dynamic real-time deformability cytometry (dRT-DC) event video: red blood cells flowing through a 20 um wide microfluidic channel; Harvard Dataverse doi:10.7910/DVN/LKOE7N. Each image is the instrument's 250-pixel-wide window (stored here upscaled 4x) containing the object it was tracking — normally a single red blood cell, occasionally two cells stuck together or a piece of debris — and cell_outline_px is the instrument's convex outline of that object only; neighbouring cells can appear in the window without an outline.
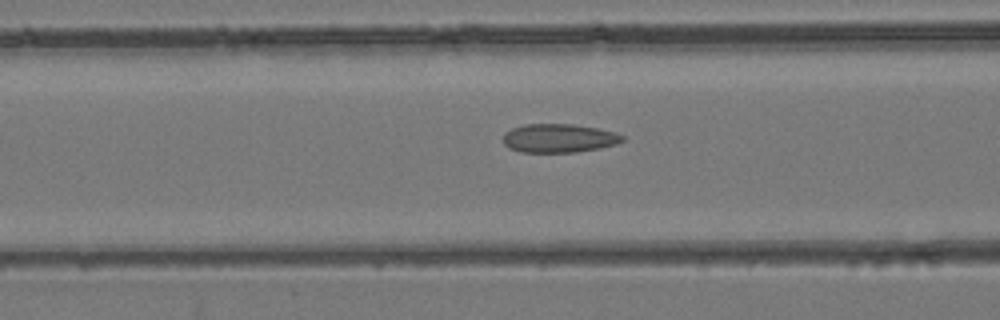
{"species": "common noctule bat (a hibernating species)", "species_latin": "Nyctalus noctula", "temperature_condition": "room temperature", "stored_images_in_passage": 30, "camera_frame_rate_fps": 3000, "um_per_image_px": 0.085, "animal": {"sex": "female", "body_mass_g": 24.6, "forearm_length_mm": 56.2}, "frame": {"image": 1, "passage_image": 12, "time_ms": 3.667, "image_size_px": [1000, 320], "cell_outline_px": [[624, 140], [616, 144], [600, 148], [576, 152], [520, 152], [508, 148], [504, 144], [504, 132], [512, 128], [524, 124], [572, 124], [596, 128], [616, 132], [624, 136]], "centroid_in_image_um": [47.5, 11.75], "position_along_channel_um": 119.1, "area_um2": 20.0}}
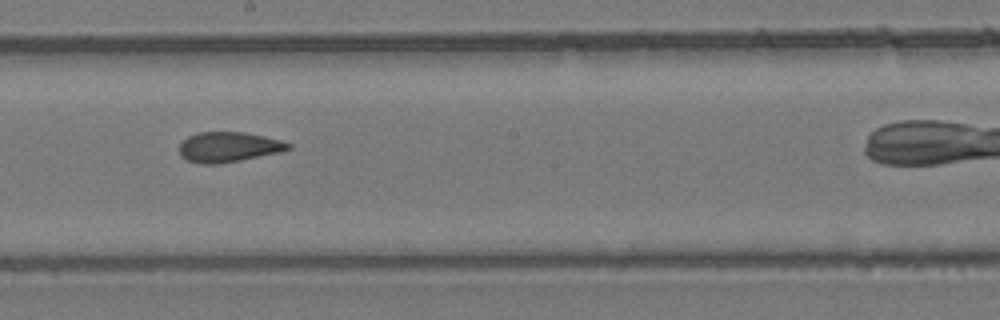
{"frame": {"image": 2, "passage_image": 19, "time_ms": 6.0, "image_size_px": [1000, 320], "cell_outline_px": [[292, 148], [280, 152], [240, 160], [216, 164], [204, 164], [188, 160], [180, 156], [180, 144], [188, 136], [200, 132], [244, 132], [280, 140], [292, 144]], "centroid_in_image_um": [19.43, 12.49], "position_along_channel_um": 228.8, "area_um2": 18.9}}
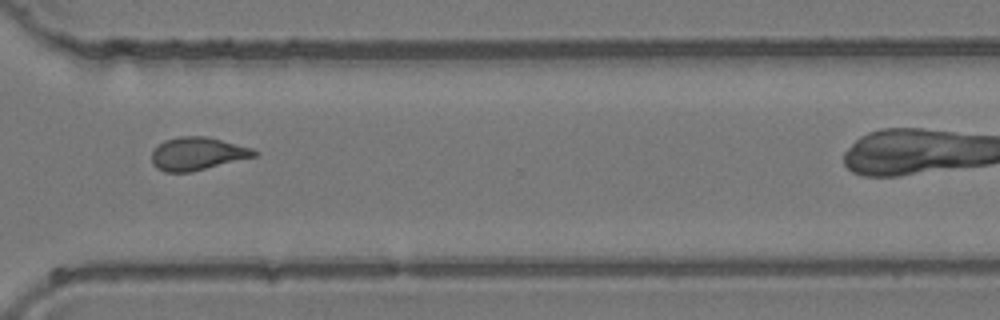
{"frame": {"image": 3, "passage_image": 27, "time_ms": 8.667, "image_size_px": [1000, 320], "cell_outline_px": [[260, 152], [256, 156], [192, 172], [164, 172], [156, 168], [152, 164], [152, 152], [164, 140], [180, 136], [208, 136], [252, 148]], "centroid_in_image_um": [16.79, 13.06], "position_along_channel_um": 353.8, "area_um2": 19.77}}